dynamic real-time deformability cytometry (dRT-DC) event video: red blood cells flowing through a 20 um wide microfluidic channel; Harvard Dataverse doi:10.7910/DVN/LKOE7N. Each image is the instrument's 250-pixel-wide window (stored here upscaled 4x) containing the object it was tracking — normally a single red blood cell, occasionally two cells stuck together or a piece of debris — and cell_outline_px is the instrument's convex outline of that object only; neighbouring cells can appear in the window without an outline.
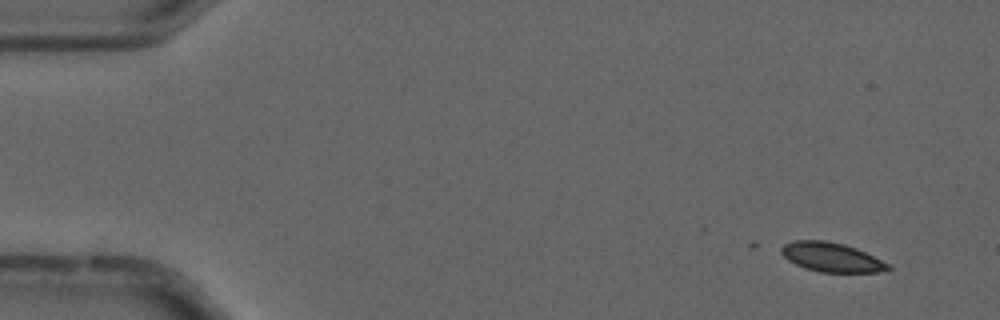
{"species": "common noctule bat (a hibernating species)", "species_latin": "Nyctalus noctula", "temperature_condition": "cold", "stored_images_in_passage": 8, "camera_frame_rate_fps": 3000, "um_per_image_px": 0.085, "animal": {"sex": "male", "forearm_length_mm": 52.5}, "frame": {"image": 1, "passage_image": 2, "time_ms": 0.333, "image_size_px": [1000, 320], "cell_outline_px": [[892, 268], [880, 272], [820, 272], [804, 268], [788, 260], [780, 252], [780, 248], [784, 244], [796, 240], [824, 240], [844, 244], [856, 248], [888, 264]], "centroid_in_image_um": [70.64, 21.86], "position_along_channel_um": 14.4, "area_um2": 18.03}}
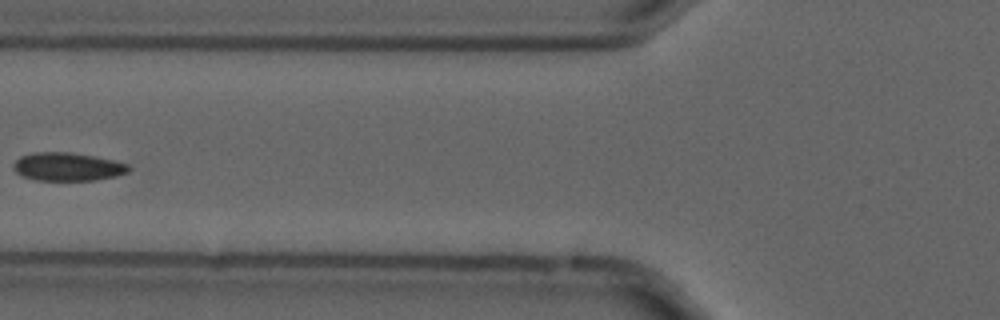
{"frame": {"image": 2, "passage_image": 7, "time_ms": 2.0, "image_size_px": [1000, 320], "cell_outline_px": [[132, 168], [128, 172], [116, 176], [96, 180], [36, 180], [20, 176], [12, 168], [12, 164], [20, 156], [32, 152], [68, 152], [92, 156], [112, 160], [128, 164]], "centroid_in_image_um": [5.7, 14.17], "position_along_channel_um": 120.1, "area_um2": 19.07}}
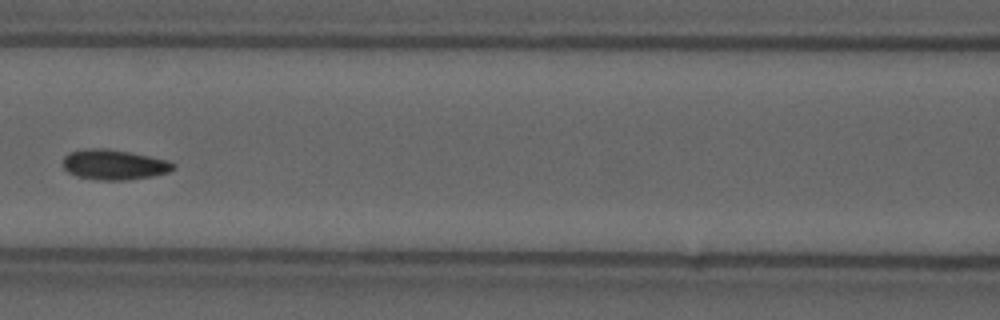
{"frame": {"image": 3, "passage_image": 8, "time_ms": 2.333, "image_size_px": [1000, 320], "cell_outline_px": [[176, 168], [168, 172], [152, 176], [124, 180], [100, 180], [76, 176], [68, 172], [64, 168], [64, 156], [68, 152], [84, 148], [104, 148], [128, 152], [168, 160], [176, 164]], "centroid_in_image_um": [9.69, 13.99], "position_along_channel_um": 156.9, "area_um2": 19.36}}